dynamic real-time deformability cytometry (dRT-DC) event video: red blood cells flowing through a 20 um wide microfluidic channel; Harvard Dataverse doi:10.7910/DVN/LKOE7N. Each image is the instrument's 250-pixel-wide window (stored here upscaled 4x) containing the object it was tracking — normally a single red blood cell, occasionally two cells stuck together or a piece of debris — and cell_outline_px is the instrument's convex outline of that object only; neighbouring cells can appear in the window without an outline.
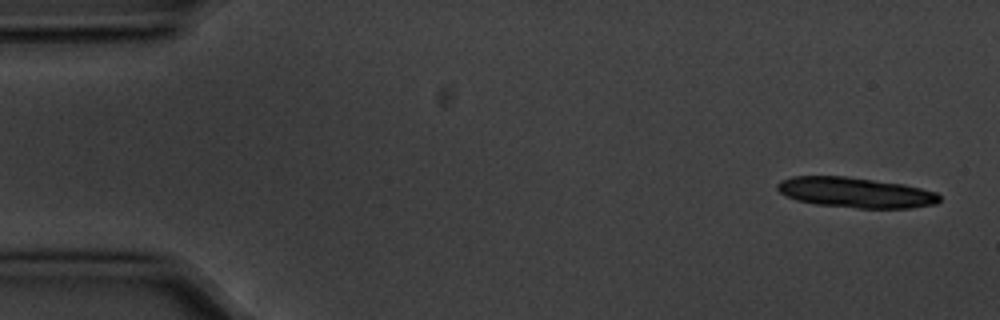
{"species": "common noctule bat (a hibernating species)", "species_latin": "Nyctalus noctula", "temperature_condition": "cold", "stored_images_in_passage": 5, "camera_frame_rate_fps": 3000, "um_per_image_px": 0.085, "animal": {"sex": "male", "body_mass_g": 20.1, "forearm_length_mm": 53.5}, "frame": {"image": 1, "passage_image": 1, "time_ms": 0.0, "image_size_px": [1000, 320], "cell_outline_px": [[940, 200], [936, 204], [912, 208], [856, 208], [816, 204], [796, 200], [784, 196], [776, 188], [776, 184], [780, 180], [792, 176], [844, 176], [904, 184], [936, 192], [940, 196]], "centroid_in_image_um": [72.69, 16.36], "position_along_channel_um": 12.3, "area_um2": 28.78}}